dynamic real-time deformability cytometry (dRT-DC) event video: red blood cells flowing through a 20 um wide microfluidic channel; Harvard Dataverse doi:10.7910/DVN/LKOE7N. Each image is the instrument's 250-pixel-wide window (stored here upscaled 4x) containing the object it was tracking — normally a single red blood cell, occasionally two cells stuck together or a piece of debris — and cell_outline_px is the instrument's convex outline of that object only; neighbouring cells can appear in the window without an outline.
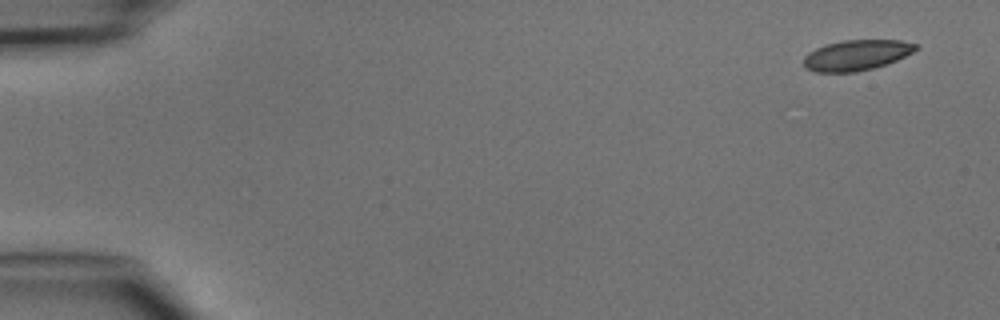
{"species": "common noctule bat (a hibernating species)", "species_latin": "Nyctalus noctula", "temperature_condition": "cold", "stored_images_in_passage": 5, "camera_frame_rate_fps": 3000, "um_per_image_px": 0.085, "animal": {"sex": "male", "body_mass_g": 15.6}, "frame": {"image": 1, "passage_image": 1, "time_ms": 0.0, "image_size_px": [1000, 320], "cell_outline_px": [[920, 48], [896, 60], [872, 68], [856, 72], [816, 72], [804, 68], [804, 56], [808, 52], [824, 44], [844, 40], [900, 40], [916, 44]], "centroid_in_image_um": [72.76, 4.68], "position_along_channel_um": 12.2, "area_um2": 19.88}}
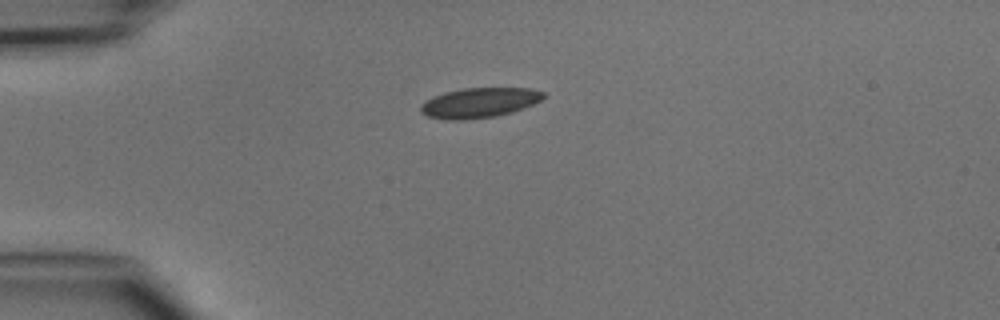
{"frame": {"image": 2, "passage_image": 3, "time_ms": 3.333, "image_size_px": [1000, 320], "cell_outline_px": [[544, 96], [540, 100], [532, 104], [512, 112], [496, 116], [464, 120], [448, 120], [428, 116], [420, 112], [420, 104], [424, 100], [432, 96], [444, 92], [460, 88], [532, 88], [544, 92]], "centroid_in_image_um": [40.68, 8.72], "position_along_channel_um": 44.3, "area_um2": 21.56}}